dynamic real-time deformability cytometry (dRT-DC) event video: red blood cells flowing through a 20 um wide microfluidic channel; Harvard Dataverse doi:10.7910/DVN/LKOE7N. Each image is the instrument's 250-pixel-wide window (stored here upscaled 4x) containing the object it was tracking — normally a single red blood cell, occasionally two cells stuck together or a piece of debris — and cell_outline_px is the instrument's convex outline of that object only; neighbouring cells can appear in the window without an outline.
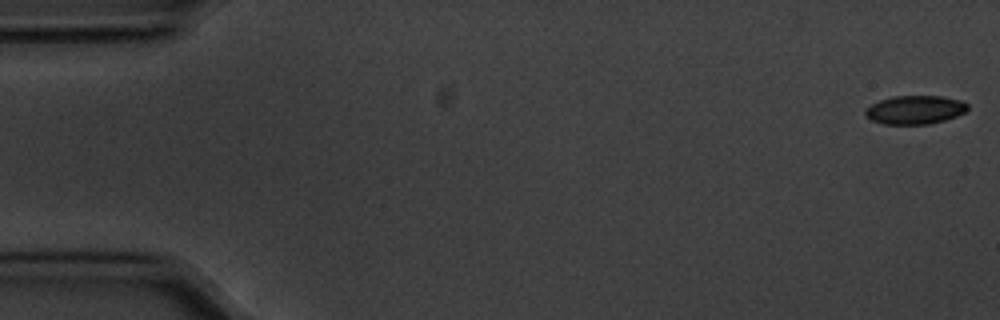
{"species": "common noctule bat (a hibernating species)", "species_latin": "Nyctalus noctula", "temperature_condition": "cold", "stored_images_in_passage": 11, "camera_frame_rate_fps": 3000, "um_per_image_px": 0.085, "animal": {"sex": "male", "body_mass_g": 20.1, "forearm_length_mm": 53.5}, "frame": {"image": 1, "passage_image": 1, "time_ms": 0.0, "image_size_px": [1000, 320], "cell_outline_px": [[968, 108], [964, 112], [956, 116], [944, 120], [928, 124], [884, 124], [872, 120], [864, 116], [864, 112], [872, 104], [880, 100], [892, 96], [940, 96], [960, 100], [968, 104]], "centroid_in_image_um": [77.76, 9.33], "position_along_channel_um": 7.2, "area_um2": 16.94}}